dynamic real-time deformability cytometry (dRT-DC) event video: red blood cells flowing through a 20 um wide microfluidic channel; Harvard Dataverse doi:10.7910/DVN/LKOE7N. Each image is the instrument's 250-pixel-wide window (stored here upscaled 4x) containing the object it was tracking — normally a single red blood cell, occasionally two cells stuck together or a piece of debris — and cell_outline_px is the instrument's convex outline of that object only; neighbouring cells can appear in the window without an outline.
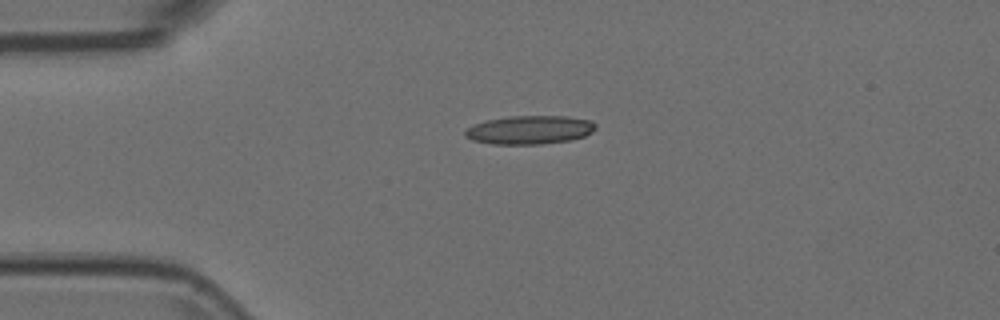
{"species": "Egyptian fruit bat (a non-hibernating species)", "species_latin": "Rousettus aegyptiacus", "temperature_condition": "room temperature", "stored_images_in_passage": 42, "camera_frame_rate_fps": 3000, "um_per_image_px": 0.085, "animal": {"sex": "female"}, "frame": {"image": 1, "passage_image": 1, "time_ms": 0.0, "image_size_px": [1000, 320], "cell_outline_px": [[596, 128], [592, 132], [584, 136], [568, 140], [540, 144], [492, 144], [472, 140], [464, 136], [464, 132], [468, 128], [476, 124], [488, 120], [508, 116], [568, 116], [592, 120], [596, 124]], "centroid_in_image_um": [45.04, 11.03], "position_along_channel_um": 40.0, "area_um2": 21.68}}
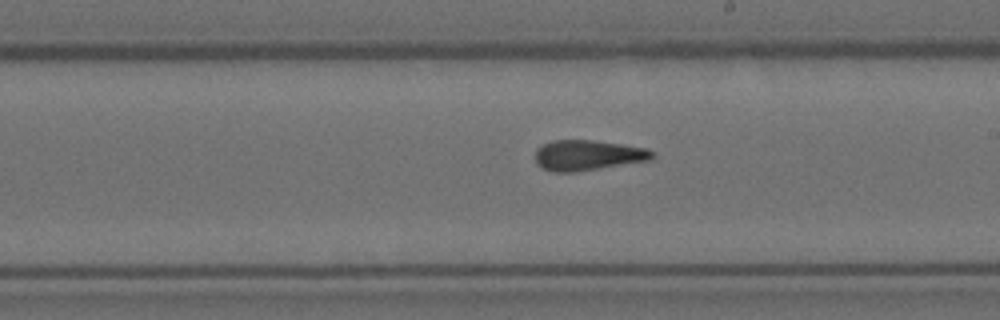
{"frame": {"image": 2, "passage_image": 19, "time_ms": 6.0, "image_size_px": [1000, 320], "cell_outline_px": [[656, 156], [648, 160], [576, 172], [552, 172], [536, 164], [536, 148], [552, 140], [592, 140], [648, 148]], "centroid_in_image_um": [49.94, 13.19], "position_along_channel_um": 239.1, "area_um2": 20.58}}
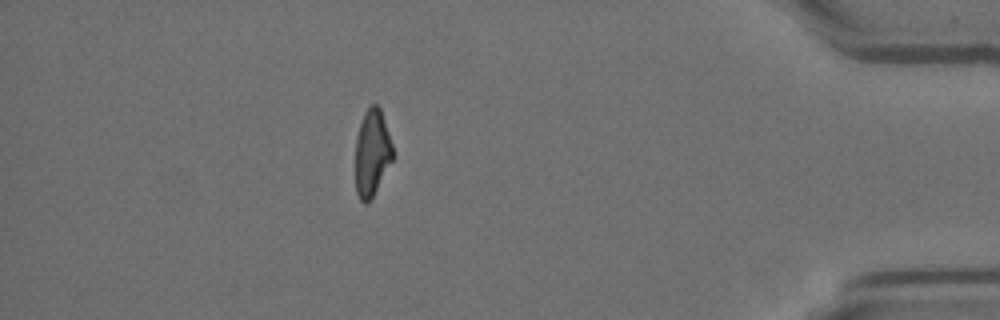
{"frame": {"image": 3, "passage_image": 36, "time_ms": 11.667, "image_size_px": [1000, 320], "cell_outline_px": [[396, 156], [372, 200], [368, 204], [364, 204], [360, 200], [356, 192], [356, 136], [364, 112], [372, 104], [376, 104], [380, 108]], "centroid_in_image_um": [31.65, 13.07], "position_along_channel_um": 403.6, "area_um2": 19.36}}